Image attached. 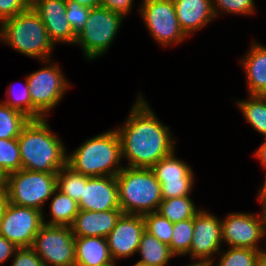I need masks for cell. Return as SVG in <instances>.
Here are the masks:
<instances>
[{
    "mask_svg": "<svg viewBox=\"0 0 266 266\" xmlns=\"http://www.w3.org/2000/svg\"><path fill=\"white\" fill-rule=\"evenodd\" d=\"M257 266H266V252L260 256Z\"/></svg>",
    "mask_w": 266,
    "mask_h": 266,
    "instance_id": "44",
    "label": "cell"
},
{
    "mask_svg": "<svg viewBox=\"0 0 266 266\" xmlns=\"http://www.w3.org/2000/svg\"><path fill=\"white\" fill-rule=\"evenodd\" d=\"M173 2L178 23L188 38L216 20L212 0H173Z\"/></svg>",
    "mask_w": 266,
    "mask_h": 266,
    "instance_id": "18",
    "label": "cell"
},
{
    "mask_svg": "<svg viewBox=\"0 0 266 266\" xmlns=\"http://www.w3.org/2000/svg\"><path fill=\"white\" fill-rule=\"evenodd\" d=\"M224 217L221 219L223 244L228 247L251 248L266 252V247L262 248L259 244L265 239L262 210L260 214L230 212Z\"/></svg>",
    "mask_w": 266,
    "mask_h": 266,
    "instance_id": "12",
    "label": "cell"
},
{
    "mask_svg": "<svg viewBox=\"0 0 266 266\" xmlns=\"http://www.w3.org/2000/svg\"><path fill=\"white\" fill-rule=\"evenodd\" d=\"M31 248L44 266H75V236L69 226L43 224Z\"/></svg>",
    "mask_w": 266,
    "mask_h": 266,
    "instance_id": "10",
    "label": "cell"
},
{
    "mask_svg": "<svg viewBox=\"0 0 266 266\" xmlns=\"http://www.w3.org/2000/svg\"><path fill=\"white\" fill-rule=\"evenodd\" d=\"M134 0H101V6L126 17L132 11Z\"/></svg>",
    "mask_w": 266,
    "mask_h": 266,
    "instance_id": "37",
    "label": "cell"
},
{
    "mask_svg": "<svg viewBox=\"0 0 266 266\" xmlns=\"http://www.w3.org/2000/svg\"><path fill=\"white\" fill-rule=\"evenodd\" d=\"M213 12L217 19L219 14L249 16L256 14L255 0H212Z\"/></svg>",
    "mask_w": 266,
    "mask_h": 266,
    "instance_id": "33",
    "label": "cell"
},
{
    "mask_svg": "<svg viewBox=\"0 0 266 266\" xmlns=\"http://www.w3.org/2000/svg\"><path fill=\"white\" fill-rule=\"evenodd\" d=\"M257 199L261 204L262 213L266 214V187H260L257 194Z\"/></svg>",
    "mask_w": 266,
    "mask_h": 266,
    "instance_id": "40",
    "label": "cell"
},
{
    "mask_svg": "<svg viewBox=\"0 0 266 266\" xmlns=\"http://www.w3.org/2000/svg\"><path fill=\"white\" fill-rule=\"evenodd\" d=\"M43 224L40 210L8 202L0 216V235L17 248H30Z\"/></svg>",
    "mask_w": 266,
    "mask_h": 266,
    "instance_id": "11",
    "label": "cell"
},
{
    "mask_svg": "<svg viewBox=\"0 0 266 266\" xmlns=\"http://www.w3.org/2000/svg\"><path fill=\"white\" fill-rule=\"evenodd\" d=\"M120 209L123 214L157 212L162 201L161 184L151 168L124 166L117 174Z\"/></svg>",
    "mask_w": 266,
    "mask_h": 266,
    "instance_id": "5",
    "label": "cell"
},
{
    "mask_svg": "<svg viewBox=\"0 0 266 266\" xmlns=\"http://www.w3.org/2000/svg\"><path fill=\"white\" fill-rule=\"evenodd\" d=\"M263 218H264V229H265V239H266V214H263ZM264 247H266V243Z\"/></svg>",
    "mask_w": 266,
    "mask_h": 266,
    "instance_id": "46",
    "label": "cell"
},
{
    "mask_svg": "<svg viewBox=\"0 0 266 266\" xmlns=\"http://www.w3.org/2000/svg\"><path fill=\"white\" fill-rule=\"evenodd\" d=\"M192 262L189 265H186V266H211L210 263L204 262V261H197V260L193 261L192 260Z\"/></svg>",
    "mask_w": 266,
    "mask_h": 266,
    "instance_id": "43",
    "label": "cell"
},
{
    "mask_svg": "<svg viewBox=\"0 0 266 266\" xmlns=\"http://www.w3.org/2000/svg\"><path fill=\"white\" fill-rule=\"evenodd\" d=\"M122 214V210L103 212L80 210L70 226L72 234L75 237L106 238Z\"/></svg>",
    "mask_w": 266,
    "mask_h": 266,
    "instance_id": "19",
    "label": "cell"
},
{
    "mask_svg": "<svg viewBox=\"0 0 266 266\" xmlns=\"http://www.w3.org/2000/svg\"><path fill=\"white\" fill-rule=\"evenodd\" d=\"M260 97L265 101L266 103V90H264L261 94Z\"/></svg>",
    "mask_w": 266,
    "mask_h": 266,
    "instance_id": "47",
    "label": "cell"
},
{
    "mask_svg": "<svg viewBox=\"0 0 266 266\" xmlns=\"http://www.w3.org/2000/svg\"><path fill=\"white\" fill-rule=\"evenodd\" d=\"M77 2L78 4L87 7V8H95L101 6V0H71Z\"/></svg>",
    "mask_w": 266,
    "mask_h": 266,
    "instance_id": "42",
    "label": "cell"
},
{
    "mask_svg": "<svg viewBox=\"0 0 266 266\" xmlns=\"http://www.w3.org/2000/svg\"><path fill=\"white\" fill-rule=\"evenodd\" d=\"M137 96L127 119L115 129L121 141L122 159L128 162L125 166L152 168L176 151L177 140L143 95L139 93Z\"/></svg>",
    "mask_w": 266,
    "mask_h": 266,
    "instance_id": "1",
    "label": "cell"
},
{
    "mask_svg": "<svg viewBox=\"0 0 266 266\" xmlns=\"http://www.w3.org/2000/svg\"><path fill=\"white\" fill-rule=\"evenodd\" d=\"M200 210L190 196H182L162 199L157 213L174 224L193 218Z\"/></svg>",
    "mask_w": 266,
    "mask_h": 266,
    "instance_id": "24",
    "label": "cell"
},
{
    "mask_svg": "<svg viewBox=\"0 0 266 266\" xmlns=\"http://www.w3.org/2000/svg\"><path fill=\"white\" fill-rule=\"evenodd\" d=\"M29 120L24 113L0 102V138H18Z\"/></svg>",
    "mask_w": 266,
    "mask_h": 266,
    "instance_id": "27",
    "label": "cell"
},
{
    "mask_svg": "<svg viewBox=\"0 0 266 266\" xmlns=\"http://www.w3.org/2000/svg\"><path fill=\"white\" fill-rule=\"evenodd\" d=\"M47 118L30 119L18 137L22 169L57 173L67 164V148Z\"/></svg>",
    "mask_w": 266,
    "mask_h": 266,
    "instance_id": "2",
    "label": "cell"
},
{
    "mask_svg": "<svg viewBox=\"0 0 266 266\" xmlns=\"http://www.w3.org/2000/svg\"><path fill=\"white\" fill-rule=\"evenodd\" d=\"M246 100H235L243 118L253 129L266 137V103L260 95H248Z\"/></svg>",
    "mask_w": 266,
    "mask_h": 266,
    "instance_id": "25",
    "label": "cell"
},
{
    "mask_svg": "<svg viewBox=\"0 0 266 266\" xmlns=\"http://www.w3.org/2000/svg\"><path fill=\"white\" fill-rule=\"evenodd\" d=\"M253 156L258 159L263 169H265L264 172L266 173V137L264 142H262L259 148L256 149Z\"/></svg>",
    "mask_w": 266,
    "mask_h": 266,
    "instance_id": "39",
    "label": "cell"
},
{
    "mask_svg": "<svg viewBox=\"0 0 266 266\" xmlns=\"http://www.w3.org/2000/svg\"><path fill=\"white\" fill-rule=\"evenodd\" d=\"M137 254H140V260L136 263L153 266L169 265L170 260L175 258L168 245L160 242L146 230L142 234Z\"/></svg>",
    "mask_w": 266,
    "mask_h": 266,
    "instance_id": "23",
    "label": "cell"
},
{
    "mask_svg": "<svg viewBox=\"0 0 266 266\" xmlns=\"http://www.w3.org/2000/svg\"><path fill=\"white\" fill-rule=\"evenodd\" d=\"M10 266H44L41 258L30 248H18Z\"/></svg>",
    "mask_w": 266,
    "mask_h": 266,
    "instance_id": "36",
    "label": "cell"
},
{
    "mask_svg": "<svg viewBox=\"0 0 266 266\" xmlns=\"http://www.w3.org/2000/svg\"><path fill=\"white\" fill-rule=\"evenodd\" d=\"M251 43L240 64L245 71L248 95H260L266 90V46L256 40Z\"/></svg>",
    "mask_w": 266,
    "mask_h": 266,
    "instance_id": "20",
    "label": "cell"
},
{
    "mask_svg": "<svg viewBox=\"0 0 266 266\" xmlns=\"http://www.w3.org/2000/svg\"><path fill=\"white\" fill-rule=\"evenodd\" d=\"M264 176H265V177H264V181H263L262 184H260V185H261L260 187H266V173H265Z\"/></svg>",
    "mask_w": 266,
    "mask_h": 266,
    "instance_id": "50",
    "label": "cell"
},
{
    "mask_svg": "<svg viewBox=\"0 0 266 266\" xmlns=\"http://www.w3.org/2000/svg\"><path fill=\"white\" fill-rule=\"evenodd\" d=\"M8 202L7 190L6 187H4L0 190V216L3 214Z\"/></svg>",
    "mask_w": 266,
    "mask_h": 266,
    "instance_id": "41",
    "label": "cell"
},
{
    "mask_svg": "<svg viewBox=\"0 0 266 266\" xmlns=\"http://www.w3.org/2000/svg\"><path fill=\"white\" fill-rule=\"evenodd\" d=\"M173 229V236L169 245L170 251L175 257L190 256L194 217L174 223Z\"/></svg>",
    "mask_w": 266,
    "mask_h": 266,
    "instance_id": "29",
    "label": "cell"
},
{
    "mask_svg": "<svg viewBox=\"0 0 266 266\" xmlns=\"http://www.w3.org/2000/svg\"><path fill=\"white\" fill-rule=\"evenodd\" d=\"M22 169L18 138H0V172L7 176Z\"/></svg>",
    "mask_w": 266,
    "mask_h": 266,
    "instance_id": "30",
    "label": "cell"
},
{
    "mask_svg": "<svg viewBox=\"0 0 266 266\" xmlns=\"http://www.w3.org/2000/svg\"><path fill=\"white\" fill-rule=\"evenodd\" d=\"M14 85L9 86L6 90L7 99L2 103L6 104L10 108L16 109L24 113L27 117L32 119V101L29 94L28 81L25 76V82L23 87L16 89ZM19 90V91H18Z\"/></svg>",
    "mask_w": 266,
    "mask_h": 266,
    "instance_id": "32",
    "label": "cell"
},
{
    "mask_svg": "<svg viewBox=\"0 0 266 266\" xmlns=\"http://www.w3.org/2000/svg\"><path fill=\"white\" fill-rule=\"evenodd\" d=\"M50 203V213L47 221L43 213V223L46 225L71 226L80 209L78 202L68 195L62 193L57 188L53 192Z\"/></svg>",
    "mask_w": 266,
    "mask_h": 266,
    "instance_id": "22",
    "label": "cell"
},
{
    "mask_svg": "<svg viewBox=\"0 0 266 266\" xmlns=\"http://www.w3.org/2000/svg\"><path fill=\"white\" fill-rule=\"evenodd\" d=\"M139 16L152 38L162 48L182 43L188 37L181 29L173 0H141Z\"/></svg>",
    "mask_w": 266,
    "mask_h": 266,
    "instance_id": "9",
    "label": "cell"
},
{
    "mask_svg": "<svg viewBox=\"0 0 266 266\" xmlns=\"http://www.w3.org/2000/svg\"><path fill=\"white\" fill-rule=\"evenodd\" d=\"M222 222L216 215L201 208L194 216L190 259L211 263L223 248ZM214 256V257H213Z\"/></svg>",
    "mask_w": 266,
    "mask_h": 266,
    "instance_id": "13",
    "label": "cell"
},
{
    "mask_svg": "<svg viewBox=\"0 0 266 266\" xmlns=\"http://www.w3.org/2000/svg\"><path fill=\"white\" fill-rule=\"evenodd\" d=\"M145 230L155 236L160 242L170 245L174 224L157 212L143 215Z\"/></svg>",
    "mask_w": 266,
    "mask_h": 266,
    "instance_id": "31",
    "label": "cell"
},
{
    "mask_svg": "<svg viewBox=\"0 0 266 266\" xmlns=\"http://www.w3.org/2000/svg\"><path fill=\"white\" fill-rule=\"evenodd\" d=\"M9 203L44 213V205L57 187V173L21 169L5 176Z\"/></svg>",
    "mask_w": 266,
    "mask_h": 266,
    "instance_id": "8",
    "label": "cell"
},
{
    "mask_svg": "<svg viewBox=\"0 0 266 266\" xmlns=\"http://www.w3.org/2000/svg\"><path fill=\"white\" fill-rule=\"evenodd\" d=\"M121 141L117 130L109 129L67 151V165L88 177L114 176L123 169Z\"/></svg>",
    "mask_w": 266,
    "mask_h": 266,
    "instance_id": "3",
    "label": "cell"
},
{
    "mask_svg": "<svg viewBox=\"0 0 266 266\" xmlns=\"http://www.w3.org/2000/svg\"><path fill=\"white\" fill-rule=\"evenodd\" d=\"M115 263H116V261H112V262L107 263V264L102 265V266H117Z\"/></svg>",
    "mask_w": 266,
    "mask_h": 266,
    "instance_id": "48",
    "label": "cell"
},
{
    "mask_svg": "<svg viewBox=\"0 0 266 266\" xmlns=\"http://www.w3.org/2000/svg\"><path fill=\"white\" fill-rule=\"evenodd\" d=\"M32 0H0V23L31 8Z\"/></svg>",
    "mask_w": 266,
    "mask_h": 266,
    "instance_id": "35",
    "label": "cell"
},
{
    "mask_svg": "<svg viewBox=\"0 0 266 266\" xmlns=\"http://www.w3.org/2000/svg\"><path fill=\"white\" fill-rule=\"evenodd\" d=\"M87 176L75 172L67 164L57 172V189L79 202L83 196V185H86Z\"/></svg>",
    "mask_w": 266,
    "mask_h": 266,
    "instance_id": "28",
    "label": "cell"
},
{
    "mask_svg": "<svg viewBox=\"0 0 266 266\" xmlns=\"http://www.w3.org/2000/svg\"><path fill=\"white\" fill-rule=\"evenodd\" d=\"M103 237H75V266H102L112 262Z\"/></svg>",
    "mask_w": 266,
    "mask_h": 266,
    "instance_id": "21",
    "label": "cell"
},
{
    "mask_svg": "<svg viewBox=\"0 0 266 266\" xmlns=\"http://www.w3.org/2000/svg\"><path fill=\"white\" fill-rule=\"evenodd\" d=\"M78 205L80 210L86 211L121 210L116 177L87 176L86 185H83V196Z\"/></svg>",
    "mask_w": 266,
    "mask_h": 266,
    "instance_id": "17",
    "label": "cell"
},
{
    "mask_svg": "<svg viewBox=\"0 0 266 266\" xmlns=\"http://www.w3.org/2000/svg\"><path fill=\"white\" fill-rule=\"evenodd\" d=\"M176 151L159 160L151 169L161 184L162 199L190 196L193 192L194 172L186 161L178 159Z\"/></svg>",
    "mask_w": 266,
    "mask_h": 266,
    "instance_id": "14",
    "label": "cell"
},
{
    "mask_svg": "<svg viewBox=\"0 0 266 266\" xmlns=\"http://www.w3.org/2000/svg\"><path fill=\"white\" fill-rule=\"evenodd\" d=\"M144 231L143 215L122 214L106 237L113 261L119 262L137 254Z\"/></svg>",
    "mask_w": 266,
    "mask_h": 266,
    "instance_id": "15",
    "label": "cell"
},
{
    "mask_svg": "<svg viewBox=\"0 0 266 266\" xmlns=\"http://www.w3.org/2000/svg\"><path fill=\"white\" fill-rule=\"evenodd\" d=\"M125 17L106 7L91 8L84 28L77 34L75 45L80 46L86 60H97L117 38Z\"/></svg>",
    "mask_w": 266,
    "mask_h": 266,
    "instance_id": "7",
    "label": "cell"
},
{
    "mask_svg": "<svg viewBox=\"0 0 266 266\" xmlns=\"http://www.w3.org/2000/svg\"><path fill=\"white\" fill-rule=\"evenodd\" d=\"M221 249L217 254V259L210 263L211 266H257L260 256L263 254L260 250L251 248L228 247ZM216 261V262H215ZM216 264V265H215Z\"/></svg>",
    "mask_w": 266,
    "mask_h": 266,
    "instance_id": "26",
    "label": "cell"
},
{
    "mask_svg": "<svg viewBox=\"0 0 266 266\" xmlns=\"http://www.w3.org/2000/svg\"><path fill=\"white\" fill-rule=\"evenodd\" d=\"M39 61L52 59L55 48L39 15L29 8L0 23V43Z\"/></svg>",
    "mask_w": 266,
    "mask_h": 266,
    "instance_id": "4",
    "label": "cell"
},
{
    "mask_svg": "<svg viewBox=\"0 0 266 266\" xmlns=\"http://www.w3.org/2000/svg\"><path fill=\"white\" fill-rule=\"evenodd\" d=\"M17 249L13 243L0 235V265L11 259Z\"/></svg>",
    "mask_w": 266,
    "mask_h": 266,
    "instance_id": "38",
    "label": "cell"
},
{
    "mask_svg": "<svg viewBox=\"0 0 266 266\" xmlns=\"http://www.w3.org/2000/svg\"><path fill=\"white\" fill-rule=\"evenodd\" d=\"M44 67L26 76L32 101V119L48 118L72 86L59 64L50 60L41 61Z\"/></svg>",
    "mask_w": 266,
    "mask_h": 266,
    "instance_id": "6",
    "label": "cell"
},
{
    "mask_svg": "<svg viewBox=\"0 0 266 266\" xmlns=\"http://www.w3.org/2000/svg\"><path fill=\"white\" fill-rule=\"evenodd\" d=\"M132 266H153V265H147V264H141V263H134Z\"/></svg>",
    "mask_w": 266,
    "mask_h": 266,
    "instance_id": "49",
    "label": "cell"
},
{
    "mask_svg": "<svg viewBox=\"0 0 266 266\" xmlns=\"http://www.w3.org/2000/svg\"><path fill=\"white\" fill-rule=\"evenodd\" d=\"M66 5L67 11L65 16L74 33L77 35L84 28L91 8L84 7L71 0H66Z\"/></svg>",
    "mask_w": 266,
    "mask_h": 266,
    "instance_id": "34",
    "label": "cell"
},
{
    "mask_svg": "<svg viewBox=\"0 0 266 266\" xmlns=\"http://www.w3.org/2000/svg\"><path fill=\"white\" fill-rule=\"evenodd\" d=\"M31 7L42 20L54 46L57 43L75 44L77 35L65 16L66 0H32Z\"/></svg>",
    "mask_w": 266,
    "mask_h": 266,
    "instance_id": "16",
    "label": "cell"
},
{
    "mask_svg": "<svg viewBox=\"0 0 266 266\" xmlns=\"http://www.w3.org/2000/svg\"><path fill=\"white\" fill-rule=\"evenodd\" d=\"M5 187V176L0 172V190Z\"/></svg>",
    "mask_w": 266,
    "mask_h": 266,
    "instance_id": "45",
    "label": "cell"
}]
</instances>
